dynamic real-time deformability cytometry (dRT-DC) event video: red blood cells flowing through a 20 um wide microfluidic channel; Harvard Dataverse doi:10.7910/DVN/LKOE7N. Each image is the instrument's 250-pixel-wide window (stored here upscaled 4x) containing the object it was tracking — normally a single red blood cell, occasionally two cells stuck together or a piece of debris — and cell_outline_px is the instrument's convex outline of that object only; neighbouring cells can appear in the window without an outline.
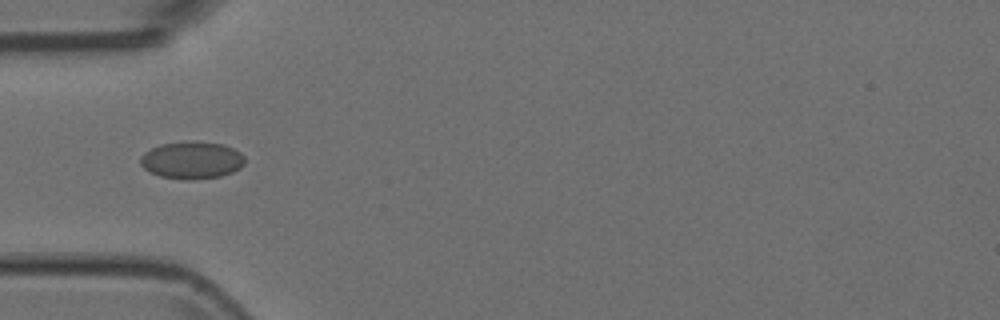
{"species": "Egyptian fruit bat (a non-hibernating species)", "species_latin": "Rousettus aegyptiacus", "temperature_condition": "room temperature", "stored_images_in_passage": 7, "camera_frame_rate_fps": 3000, "um_per_image_px": 0.085, "animal": {"sex": "female"}, "frame": {"image": 1, "passage_image": 3, "time_ms": 0.667, "image_size_px": [1000, 320], "cell_outline_px": [[244, 164], [240, 168], [232, 172], [220, 176], [192, 180], [188, 180], [160, 176], [144, 168], [140, 164], [140, 156], [144, 152], [160, 144], [224, 144], [240, 152], [244, 156]], "centroid_in_image_um": [16.31, 13.66], "position_along_channel_um": 68.7, "area_um2": 21.91}}
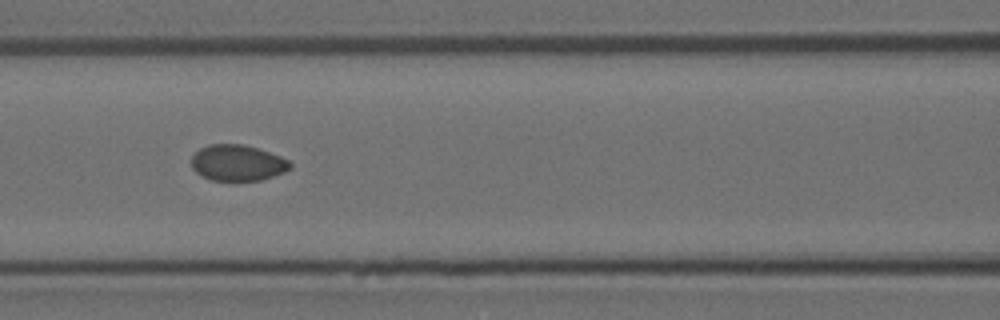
{"frame": {"image": 2, "passage_image": 5, "time_ms": 1.333, "image_size_px": [1000, 320], "cell_outline_px": [[292, 164], [284, 172], [260, 180], [212, 180], [200, 176], [192, 168], [192, 156], [200, 148], [208, 144], [244, 144], [280, 156], [288, 160]], "centroid_in_image_um": [20.15, 13.83], "position_along_channel_um": 146.4, "area_um2": 20.52}}
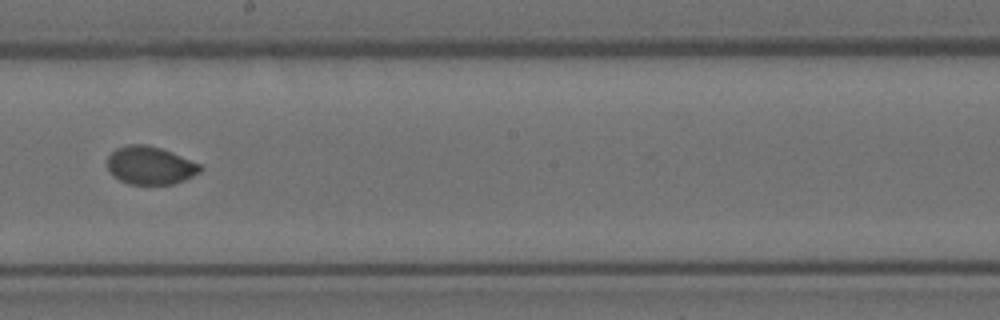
{"frame": {"image": 3, "passage_image": 7, "time_ms": 2.0, "image_size_px": [1000, 320], "cell_outline_px": [[204, 168], [200, 172], [184, 180], [172, 184], [128, 184], [112, 176], [108, 172], [108, 156], [116, 148], [128, 144], [148, 144], [172, 152], [200, 164]], "centroid_in_image_um": [12.75, 14.06], "position_along_channel_um": 235.5, "area_um2": 20.69}}